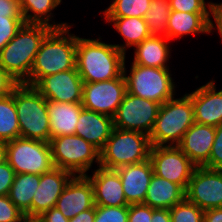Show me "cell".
<instances>
[{
	"label": "cell",
	"instance_id": "cell-1",
	"mask_svg": "<svg viewBox=\"0 0 222 222\" xmlns=\"http://www.w3.org/2000/svg\"><path fill=\"white\" fill-rule=\"evenodd\" d=\"M100 39L77 36L76 68L83 82L107 81L124 73L126 54Z\"/></svg>",
	"mask_w": 222,
	"mask_h": 222
},
{
	"label": "cell",
	"instance_id": "cell-2",
	"mask_svg": "<svg viewBox=\"0 0 222 222\" xmlns=\"http://www.w3.org/2000/svg\"><path fill=\"white\" fill-rule=\"evenodd\" d=\"M71 27L53 28L46 35L23 84L34 86L45 76L76 68L77 36L69 32Z\"/></svg>",
	"mask_w": 222,
	"mask_h": 222
},
{
	"label": "cell",
	"instance_id": "cell-3",
	"mask_svg": "<svg viewBox=\"0 0 222 222\" xmlns=\"http://www.w3.org/2000/svg\"><path fill=\"white\" fill-rule=\"evenodd\" d=\"M52 29L45 24L24 23L0 51V66L19 84L29 78L40 45Z\"/></svg>",
	"mask_w": 222,
	"mask_h": 222
},
{
	"label": "cell",
	"instance_id": "cell-4",
	"mask_svg": "<svg viewBox=\"0 0 222 222\" xmlns=\"http://www.w3.org/2000/svg\"><path fill=\"white\" fill-rule=\"evenodd\" d=\"M195 123L191 93L171 98L160 105L149 135L152 146H177L184 133Z\"/></svg>",
	"mask_w": 222,
	"mask_h": 222
},
{
	"label": "cell",
	"instance_id": "cell-5",
	"mask_svg": "<svg viewBox=\"0 0 222 222\" xmlns=\"http://www.w3.org/2000/svg\"><path fill=\"white\" fill-rule=\"evenodd\" d=\"M11 94L17 110L20 137L49 143L47 100L33 86L23 83L18 84Z\"/></svg>",
	"mask_w": 222,
	"mask_h": 222
},
{
	"label": "cell",
	"instance_id": "cell-6",
	"mask_svg": "<svg viewBox=\"0 0 222 222\" xmlns=\"http://www.w3.org/2000/svg\"><path fill=\"white\" fill-rule=\"evenodd\" d=\"M150 137L137 131L115 128L100 152V167L117 169L148 160L151 150Z\"/></svg>",
	"mask_w": 222,
	"mask_h": 222
},
{
	"label": "cell",
	"instance_id": "cell-7",
	"mask_svg": "<svg viewBox=\"0 0 222 222\" xmlns=\"http://www.w3.org/2000/svg\"><path fill=\"white\" fill-rule=\"evenodd\" d=\"M170 71L169 68H153L132 64L129 75L124 64L127 92L161 105L175 96L176 83L171 77Z\"/></svg>",
	"mask_w": 222,
	"mask_h": 222
},
{
	"label": "cell",
	"instance_id": "cell-8",
	"mask_svg": "<svg viewBox=\"0 0 222 222\" xmlns=\"http://www.w3.org/2000/svg\"><path fill=\"white\" fill-rule=\"evenodd\" d=\"M51 154L54 166L75 175H87L93 165L100 166V152L91 143L77 135L51 138Z\"/></svg>",
	"mask_w": 222,
	"mask_h": 222
},
{
	"label": "cell",
	"instance_id": "cell-9",
	"mask_svg": "<svg viewBox=\"0 0 222 222\" xmlns=\"http://www.w3.org/2000/svg\"><path fill=\"white\" fill-rule=\"evenodd\" d=\"M5 160L16 174L42 175L55 167L50 143L23 137L5 143Z\"/></svg>",
	"mask_w": 222,
	"mask_h": 222
},
{
	"label": "cell",
	"instance_id": "cell-10",
	"mask_svg": "<svg viewBox=\"0 0 222 222\" xmlns=\"http://www.w3.org/2000/svg\"><path fill=\"white\" fill-rule=\"evenodd\" d=\"M160 104L126 92L113 116L114 127L150 135Z\"/></svg>",
	"mask_w": 222,
	"mask_h": 222
},
{
	"label": "cell",
	"instance_id": "cell-11",
	"mask_svg": "<svg viewBox=\"0 0 222 222\" xmlns=\"http://www.w3.org/2000/svg\"><path fill=\"white\" fill-rule=\"evenodd\" d=\"M154 174L187 189L197 167L178 146H151L149 157Z\"/></svg>",
	"mask_w": 222,
	"mask_h": 222
},
{
	"label": "cell",
	"instance_id": "cell-12",
	"mask_svg": "<svg viewBox=\"0 0 222 222\" xmlns=\"http://www.w3.org/2000/svg\"><path fill=\"white\" fill-rule=\"evenodd\" d=\"M127 92L124 73L107 81L84 82L83 108L113 117Z\"/></svg>",
	"mask_w": 222,
	"mask_h": 222
},
{
	"label": "cell",
	"instance_id": "cell-13",
	"mask_svg": "<svg viewBox=\"0 0 222 222\" xmlns=\"http://www.w3.org/2000/svg\"><path fill=\"white\" fill-rule=\"evenodd\" d=\"M185 198L204 211L222 207V169L196 167L185 190Z\"/></svg>",
	"mask_w": 222,
	"mask_h": 222
},
{
	"label": "cell",
	"instance_id": "cell-14",
	"mask_svg": "<svg viewBox=\"0 0 222 222\" xmlns=\"http://www.w3.org/2000/svg\"><path fill=\"white\" fill-rule=\"evenodd\" d=\"M83 80L77 68L41 78L33 87L46 99L55 102L81 103Z\"/></svg>",
	"mask_w": 222,
	"mask_h": 222
},
{
	"label": "cell",
	"instance_id": "cell-15",
	"mask_svg": "<svg viewBox=\"0 0 222 222\" xmlns=\"http://www.w3.org/2000/svg\"><path fill=\"white\" fill-rule=\"evenodd\" d=\"M94 205L93 186L90 180L85 175H75L63 189L55 207L67 219H72Z\"/></svg>",
	"mask_w": 222,
	"mask_h": 222
},
{
	"label": "cell",
	"instance_id": "cell-16",
	"mask_svg": "<svg viewBox=\"0 0 222 222\" xmlns=\"http://www.w3.org/2000/svg\"><path fill=\"white\" fill-rule=\"evenodd\" d=\"M74 175L57 167L40 175L39 186L32 199V216L39 217L55 207L63 189Z\"/></svg>",
	"mask_w": 222,
	"mask_h": 222
},
{
	"label": "cell",
	"instance_id": "cell-17",
	"mask_svg": "<svg viewBox=\"0 0 222 222\" xmlns=\"http://www.w3.org/2000/svg\"><path fill=\"white\" fill-rule=\"evenodd\" d=\"M215 80L191 92L196 123L217 127L222 124V89H216Z\"/></svg>",
	"mask_w": 222,
	"mask_h": 222
},
{
	"label": "cell",
	"instance_id": "cell-18",
	"mask_svg": "<svg viewBox=\"0 0 222 222\" xmlns=\"http://www.w3.org/2000/svg\"><path fill=\"white\" fill-rule=\"evenodd\" d=\"M93 186L96 206H129L125 199L120 176L115 169L103 167L94 169L92 175H85Z\"/></svg>",
	"mask_w": 222,
	"mask_h": 222
},
{
	"label": "cell",
	"instance_id": "cell-19",
	"mask_svg": "<svg viewBox=\"0 0 222 222\" xmlns=\"http://www.w3.org/2000/svg\"><path fill=\"white\" fill-rule=\"evenodd\" d=\"M122 183L123 192L127 203H144L150 180L154 174L150 159L124 165L115 169Z\"/></svg>",
	"mask_w": 222,
	"mask_h": 222
},
{
	"label": "cell",
	"instance_id": "cell-20",
	"mask_svg": "<svg viewBox=\"0 0 222 222\" xmlns=\"http://www.w3.org/2000/svg\"><path fill=\"white\" fill-rule=\"evenodd\" d=\"M214 139V126L195 122L184 133L177 146L198 167L203 166L209 160Z\"/></svg>",
	"mask_w": 222,
	"mask_h": 222
},
{
	"label": "cell",
	"instance_id": "cell-21",
	"mask_svg": "<svg viewBox=\"0 0 222 222\" xmlns=\"http://www.w3.org/2000/svg\"><path fill=\"white\" fill-rule=\"evenodd\" d=\"M113 129V117L83 108L76 124L75 135L82 137L100 151Z\"/></svg>",
	"mask_w": 222,
	"mask_h": 222
},
{
	"label": "cell",
	"instance_id": "cell-22",
	"mask_svg": "<svg viewBox=\"0 0 222 222\" xmlns=\"http://www.w3.org/2000/svg\"><path fill=\"white\" fill-rule=\"evenodd\" d=\"M81 103L55 102L47 100L50 120V138L75 135L76 124L82 111Z\"/></svg>",
	"mask_w": 222,
	"mask_h": 222
},
{
	"label": "cell",
	"instance_id": "cell-23",
	"mask_svg": "<svg viewBox=\"0 0 222 222\" xmlns=\"http://www.w3.org/2000/svg\"><path fill=\"white\" fill-rule=\"evenodd\" d=\"M210 13H189L171 11L167 23V35L169 40L183 37L184 35H196L210 32Z\"/></svg>",
	"mask_w": 222,
	"mask_h": 222
},
{
	"label": "cell",
	"instance_id": "cell-24",
	"mask_svg": "<svg viewBox=\"0 0 222 222\" xmlns=\"http://www.w3.org/2000/svg\"><path fill=\"white\" fill-rule=\"evenodd\" d=\"M167 37L150 36L134 47L132 64L153 68H169L171 49Z\"/></svg>",
	"mask_w": 222,
	"mask_h": 222
},
{
	"label": "cell",
	"instance_id": "cell-25",
	"mask_svg": "<svg viewBox=\"0 0 222 222\" xmlns=\"http://www.w3.org/2000/svg\"><path fill=\"white\" fill-rule=\"evenodd\" d=\"M184 199L182 186L153 174L143 204L154 209H170Z\"/></svg>",
	"mask_w": 222,
	"mask_h": 222
},
{
	"label": "cell",
	"instance_id": "cell-26",
	"mask_svg": "<svg viewBox=\"0 0 222 222\" xmlns=\"http://www.w3.org/2000/svg\"><path fill=\"white\" fill-rule=\"evenodd\" d=\"M105 22L113 23L114 29L122 36L124 44H114L120 51L126 54L127 48L135 47L146 38L150 37V31L144 18L138 17H104Z\"/></svg>",
	"mask_w": 222,
	"mask_h": 222
},
{
	"label": "cell",
	"instance_id": "cell-27",
	"mask_svg": "<svg viewBox=\"0 0 222 222\" xmlns=\"http://www.w3.org/2000/svg\"><path fill=\"white\" fill-rule=\"evenodd\" d=\"M39 182V174H16L9 190L8 197L26 216H32V199Z\"/></svg>",
	"mask_w": 222,
	"mask_h": 222
},
{
	"label": "cell",
	"instance_id": "cell-28",
	"mask_svg": "<svg viewBox=\"0 0 222 222\" xmlns=\"http://www.w3.org/2000/svg\"><path fill=\"white\" fill-rule=\"evenodd\" d=\"M62 0H19L25 23L45 24L52 28H63L69 23H55L52 11L61 4ZM32 12V13H31ZM50 21L52 23H50Z\"/></svg>",
	"mask_w": 222,
	"mask_h": 222
},
{
	"label": "cell",
	"instance_id": "cell-29",
	"mask_svg": "<svg viewBox=\"0 0 222 222\" xmlns=\"http://www.w3.org/2000/svg\"><path fill=\"white\" fill-rule=\"evenodd\" d=\"M17 117L13 95L0 97V141L6 143L20 137Z\"/></svg>",
	"mask_w": 222,
	"mask_h": 222
},
{
	"label": "cell",
	"instance_id": "cell-30",
	"mask_svg": "<svg viewBox=\"0 0 222 222\" xmlns=\"http://www.w3.org/2000/svg\"><path fill=\"white\" fill-rule=\"evenodd\" d=\"M171 9L169 0H152L144 16L151 36L166 37Z\"/></svg>",
	"mask_w": 222,
	"mask_h": 222
},
{
	"label": "cell",
	"instance_id": "cell-31",
	"mask_svg": "<svg viewBox=\"0 0 222 222\" xmlns=\"http://www.w3.org/2000/svg\"><path fill=\"white\" fill-rule=\"evenodd\" d=\"M152 0H113L103 12V17L144 18Z\"/></svg>",
	"mask_w": 222,
	"mask_h": 222
},
{
	"label": "cell",
	"instance_id": "cell-32",
	"mask_svg": "<svg viewBox=\"0 0 222 222\" xmlns=\"http://www.w3.org/2000/svg\"><path fill=\"white\" fill-rule=\"evenodd\" d=\"M171 222H203L204 210L186 198L169 209Z\"/></svg>",
	"mask_w": 222,
	"mask_h": 222
},
{
	"label": "cell",
	"instance_id": "cell-33",
	"mask_svg": "<svg viewBox=\"0 0 222 222\" xmlns=\"http://www.w3.org/2000/svg\"><path fill=\"white\" fill-rule=\"evenodd\" d=\"M94 222H128V206H96Z\"/></svg>",
	"mask_w": 222,
	"mask_h": 222
},
{
	"label": "cell",
	"instance_id": "cell-34",
	"mask_svg": "<svg viewBox=\"0 0 222 222\" xmlns=\"http://www.w3.org/2000/svg\"><path fill=\"white\" fill-rule=\"evenodd\" d=\"M24 23L23 17L0 19V51L16 35Z\"/></svg>",
	"mask_w": 222,
	"mask_h": 222
},
{
	"label": "cell",
	"instance_id": "cell-35",
	"mask_svg": "<svg viewBox=\"0 0 222 222\" xmlns=\"http://www.w3.org/2000/svg\"><path fill=\"white\" fill-rule=\"evenodd\" d=\"M171 11L189 12V13H210V2L206 4L205 0H169Z\"/></svg>",
	"mask_w": 222,
	"mask_h": 222
},
{
	"label": "cell",
	"instance_id": "cell-36",
	"mask_svg": "<svg viewBox=\"0 0 222 222\" xmlns=\"http://www.w3.org/2000/svg\"><path fill=\"white\" fill-rule=\"evenodd\" d=\"M210 169H222V124L215 127V139L209 160L203 165Z\"/></svg>",
	"mask_w": 222,
	"mask_h": 222
},
{
	"label": "cell",
	"instance_id": "cell-37",
	"mask_svg": "<svg viewBox=\"0 0 222 222\" xmlns=\"http://www.w3.org/2000/svg\"><path fill=\"white\" fill-rule=\"evenodd\" d=\"M24 215L8 195L0 196V222H17Z\"/></svg>",
	"mask_w": 222,
	"mask_h": 222
},
{
	"label": "cell",
	"instance_id": "cell-38",
	"mask_svg": "<svg viewBox=\"0 0 222 222\" xmlns=\"http://www.w3.org/2000/svg\"><path fill=\"white\" fill-rule=\"evenodd\" d=\"M152 208L149 205L138 203L128 206V222H151Z\"/></svg>",
	"mask_w": 222,
	"mask_h": 222
},
{
	"label": "cell",
	"instance_id": "cell-39",
	"mask_svg": "<svg viewBox=\"0 0 222 222\" xmlns=\"http://www.w3.org/2000/svg\"><path fill=\"white\" fill-rule=\"evenodd\" d=\"M14 169L5 160L0 164V196H6L15 178Z\"/></svg>",
	"mask_w": 222,
	"mask_h": 222
},
{
	"label": "cell",
	"instance_id": "cell-40",
	"mask_svg": "<svg viewBox=\"0 0 222 222\" xmlns=\"http://www.w3.org/2000/svg\"><path fill=\"white\" fill-rule=\"evenodd\" d=\"M23 17L19 0H0V19Z\"/></svg>",
	"mask_w": 222,
	"mask_h": 222
},
{
	"label": "cell",
	"instance_id": "cell-41",
	"mask_svg": "<svg viewBox=\"0 0 222 222\" xmlns=\"http://www.w3.org/2000/svg\"><path fill=\"white\" fill-rule=\"evenodd\" d=\"M210 5V17H213L212 19H214V22L212 20L210 21V32L214 31L215 27L222 40V3L218 4L210 2Z\"/></svg>",
	"mask_w": 222,
	"mask_h": 222
},
{
	"label": "cell",
	"instance_id": "cell-42",
	"mask_svg": "<svg viewBox=\"0 0 222 222\" xmlns=\"http://www.w3.org/2000/svg\"><path fill=\"white\" fill-rule=\"evenodd\" d=\"M19 83L0 66V97L11 94Z\"/></svg>",
	"mask_w": 222,
	"mask_h": 222
},
{
	"label": "cell",
	"instance_id": "cell-43",
	"mask_svg": "<svg viewBox=\"0 0 222 222\" xmlns=\"http://www.w3.org/2000/svg\"><path fill=\"white\" fill-rule=\"evenodd\" d=\"M39 218L41 222H69V219H67L56 207H52L45 211Z\"/></svg>",
	"mask_w": 222,
	"mask_h": 222
},
{
	"label": "cell",
	"instance_id": "cell-44",
	"mask_svg": "<svg viewBox=\"0 0 222 222\" xmlns=\"http://www.w3.org/2000/svg\"><path fill=\"white\" fill-rule=\"evenodd\" d=\"M94 220H95V205L90 209L82 211L72 219H69V222H94Z\"/></svg>",
	"mask_w": 222,
	"mask_h": 222
},
{
	"label": "cell",
	"instance_id": "cell-45",
	"mask_svg": "<svg viewBox=\"0 0 222 222\" xmlns=\"http://www.w3.org/2000/svg\"><path fill=\"white\" fill-rule=\"evenodd\" d=\"M203 222H222V207L205 210Z\"/></svg>",
	"mask_w": 222,
	"mask_h": 222
},
{
	"label": "cell",
	"instance_id": "cell-46",
	"mask_svg": "<svg viewBox=\"0 0 222 222\" xmlns=\"http://www.w3.org/2000/svg\"><path fill=\"white\" fill-rule=\"evenodd\" d=\"M151 222H171V215L169 209L152 208Z\"/></svg>",
	"mask_w": 222,
	"mask_h": 222
},
{
	"label": "cell",
	"instance_id": "cell-47",
	"mask_svg": "<svg viewBox=\"0 0 222 222\" xmlns=\"http://www.w3.org/2000/svg\"><path fill=\"white\" fill-rule=\"evenodd\" d=\"M17 222H41L39 217L35 216H26L24 215L19 221Z\"/></svg>",
	"mask_w": 222,
	"mask_h": 222
},
{
	"label": "cell",
	"instance_id": "cell-48",
	"mask_svg": "<svg viewBox=\"0 0 222 222\" xmlns=\"http://www.w3.org/2000/svg\"><path fill=\"white\" fill-rule=\"evenodd\" d=\"M5 161V143L0 141V164Z\"/></svg>",
	"mask_w": 222,
	"mask_h": 222
}]
</instances>
